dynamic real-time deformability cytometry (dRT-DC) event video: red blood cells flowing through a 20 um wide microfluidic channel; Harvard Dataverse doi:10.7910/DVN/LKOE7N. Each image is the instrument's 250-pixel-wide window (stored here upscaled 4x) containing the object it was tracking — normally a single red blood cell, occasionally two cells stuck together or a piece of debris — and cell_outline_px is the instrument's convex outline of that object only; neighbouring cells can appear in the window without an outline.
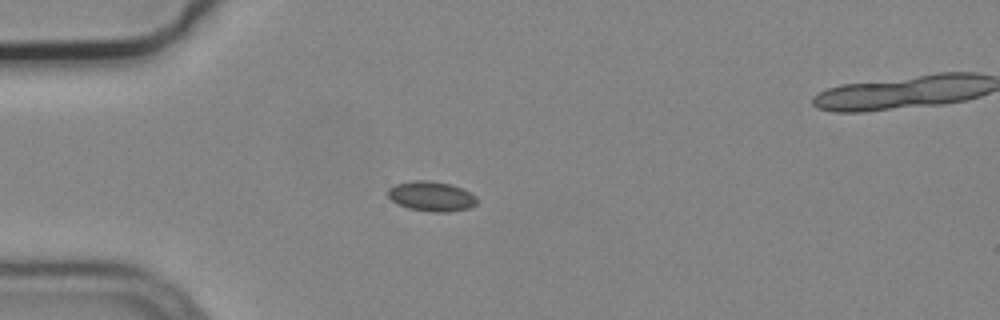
{"species": "common noctule bat (a hibernating species)", "species_latin": "Nyctalus noctula", "temperature_condition": "cold", "stored_images_in_passage": 4, "camera_frame_rate_fps": 3000, "um_per_image_px": 0.085, "animal": {"sex": "male", "body_mass_g": 19.2, "forearm_length_mm": 51.8}, "frame": {"image": 1, "passage_image": 1, "time_ms": 0.0, "image_size_px": [1000, 320], "cell_outline_px": [[476, 204], [468, 208], [448, 212], [432, 212], [408, 208], [396, 204], [388, 196], [388, 188], [396, 184], [412, 180], [428, 180], [448, 184], [460, 188], [476, 196]], "centroid_in_image_um": [36.62, 16.69], "position_along_channel_um": 48.4, "area_um2": 15.37}}